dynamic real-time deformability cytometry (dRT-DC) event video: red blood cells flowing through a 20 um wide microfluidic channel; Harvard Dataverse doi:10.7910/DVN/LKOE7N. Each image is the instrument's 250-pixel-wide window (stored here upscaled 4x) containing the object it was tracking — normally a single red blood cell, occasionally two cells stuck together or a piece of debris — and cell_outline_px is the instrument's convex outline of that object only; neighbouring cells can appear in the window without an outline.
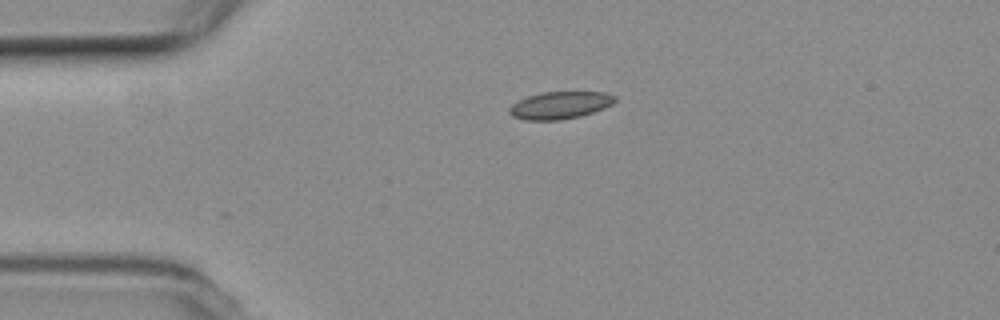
{"species": "common noctule bat (a hibernating species)", "species_latin": "Nyctalus noctula", "temperature_condition": "room temperature", "stored_images_in_passage": 3, "camera_frame_rate_fps": 3000, "um_per_image_px": 0.085, "animal": {"sex": "female", "body_mass_g": 19.3, "forearm_length_mm": 54.1}, "frame": {"image": 1, "passage_image": 3, "time_ms": 0.667, "image_size_px": [1000, 320], "cell_outline_px": [[616, 100], [612, 104], [604, 108], [580, 116], [560, 120], [524, 120], [512, 116], [508, 112], [508, 108], [516, 100], [540, 92], [604, 92], [616, 96]], "centroid_in_image_um": [47.56, 8.94], "position_along_channel_um": 37.4, "area_um2": 16.94}}